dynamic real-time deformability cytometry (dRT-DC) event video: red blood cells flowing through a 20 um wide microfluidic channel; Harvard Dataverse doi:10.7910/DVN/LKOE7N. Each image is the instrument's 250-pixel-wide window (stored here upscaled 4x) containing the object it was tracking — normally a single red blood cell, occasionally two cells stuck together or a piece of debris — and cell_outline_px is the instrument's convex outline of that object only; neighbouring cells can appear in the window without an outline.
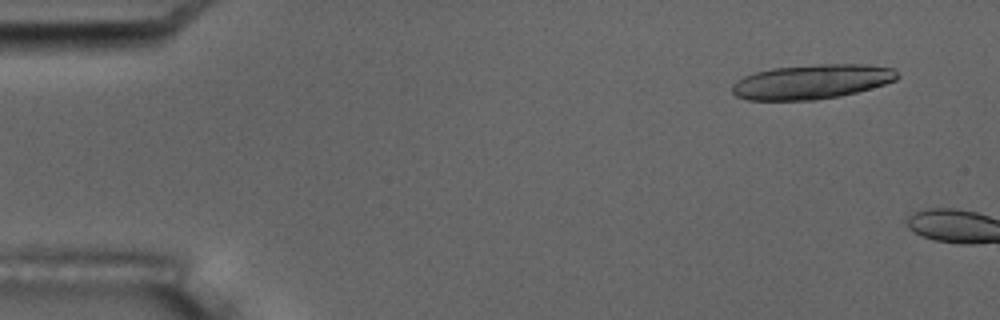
{"species": "common noctule bat (a hibernating species)", "species_latin": "Nyctalus noctula", "temperature_condition": "room temperature", "stored_images_in_passage": 3, "camera_frame_rate_fps": 3000, "um_per_image_px": 0.085, "animal": {"sex": "male", "body_mass_g": 17.5, "forearm_length_mm": 52.3}, "frame": {"image": 1, "passage_image": 2, "time_ms": 1.0, "image_size_px": [1000, 320], "cell_outline_px": [[900, 76], [896, 80], [884, 84], [856, 92], [840, 96], [816, 100], [748, 100], [736, 96], [732, 92], [732, 84], [736, 80], [744, 76], [756, 72], [772, 68], [816, 64], [868, 64], [896, 68]], "centroid_in_image_um": [69.02, 6.94], "position_along_channel_um": 16.0, "area_um2": 33.52}}